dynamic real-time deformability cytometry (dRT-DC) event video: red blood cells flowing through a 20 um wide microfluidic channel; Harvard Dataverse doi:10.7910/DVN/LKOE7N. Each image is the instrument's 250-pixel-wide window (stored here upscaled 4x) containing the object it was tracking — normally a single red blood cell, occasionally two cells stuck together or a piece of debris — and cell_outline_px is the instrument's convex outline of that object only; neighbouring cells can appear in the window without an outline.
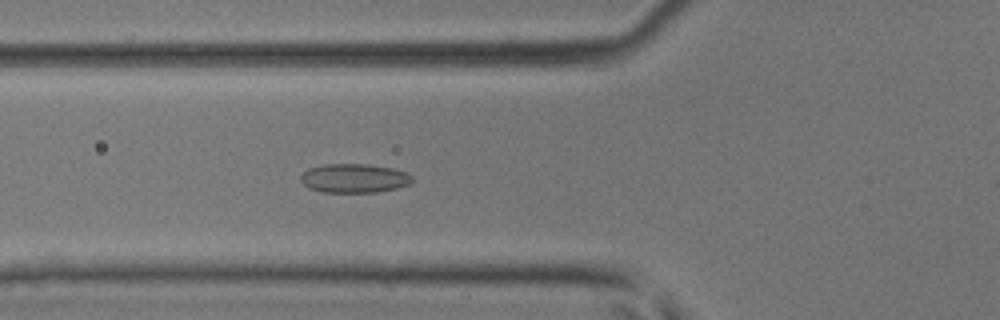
{"species": "common noctule bat (a hibernating species)", "species_latin": "Nyctalus noctula", "temperature_condition": "room temperature", "stored_images_in_passage": 38, "camera_frame_rate_fps": 3000, "um_per_image_px": 0.085, "animal": {"sex": "male", "body_mass_g": 17.9, "forearm_length_mm": 54.2}, "frame": {"image": 1, "passage_image": 14, "time_ms": 4.333, "image_size_px": [1000, 320], "cell_outline_px": [[412, 180], [408, 184], [396, 188], [376, 192], [324, 192], [308, 188], [300, 180], [300, 176], [308, 168], [324, 164], [368, 164], [392, 168], [408, 172], [412, 176]], "centroid_in_image_um": [30.09, 15.14], "position_along_channel_um": 95.7, "area_um2": 18.84}}
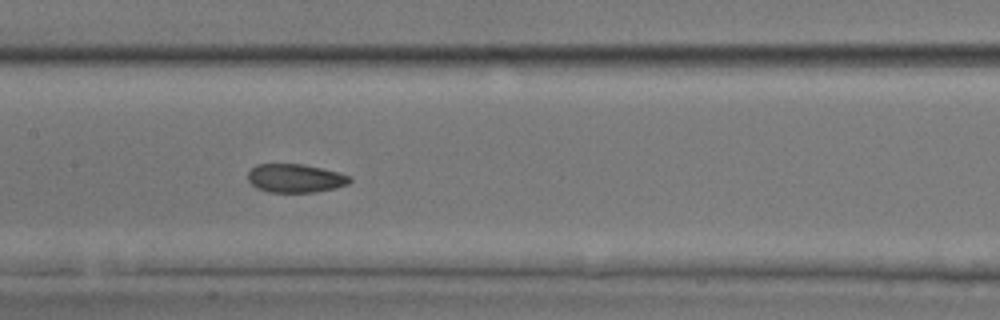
{"frame": {"image": 2, "passage_image": 20, "time_ms": 6.333, "image_size_px": [1000, 320], "cell_outline_px": [[352, 180], [348, 184], [336, 188], [316, 192], [268, 192], [256, 188], [248, 180], [248, 172], [256, 164], [304, 164], [352, 176]], "centroid_in_image_um": [25.1, 15.15], "position_along_channel_um": 182.3, "area_um2": 16.99}}
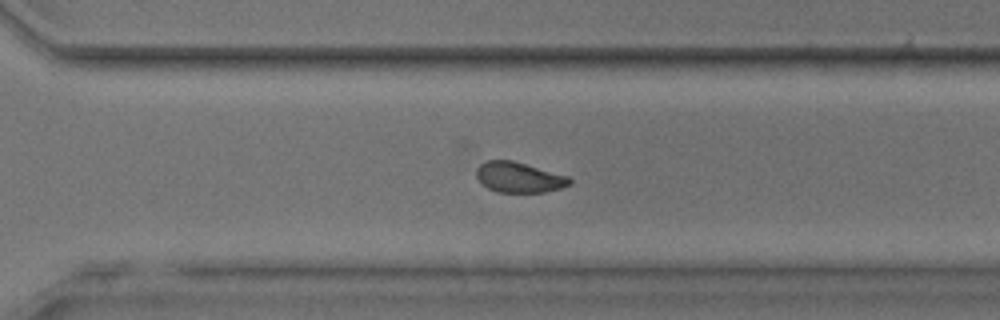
{"frame": {"image": 3, "passage_image": 30, "time_ms": 9.667, "image_size_px": [1000, 320], "cell_outline_px": [[572, 184], [560, 188], [544, 192], [496, 192], [480, 184], [476, 176], [476, 168], [480, 164], [488, 160], [512, 160], [568, 176], [572, 180]], "centroid_in_image_um": [44.09, 15.07], "position_along_channel_um": 326.5, "area_um2": 16.59}}